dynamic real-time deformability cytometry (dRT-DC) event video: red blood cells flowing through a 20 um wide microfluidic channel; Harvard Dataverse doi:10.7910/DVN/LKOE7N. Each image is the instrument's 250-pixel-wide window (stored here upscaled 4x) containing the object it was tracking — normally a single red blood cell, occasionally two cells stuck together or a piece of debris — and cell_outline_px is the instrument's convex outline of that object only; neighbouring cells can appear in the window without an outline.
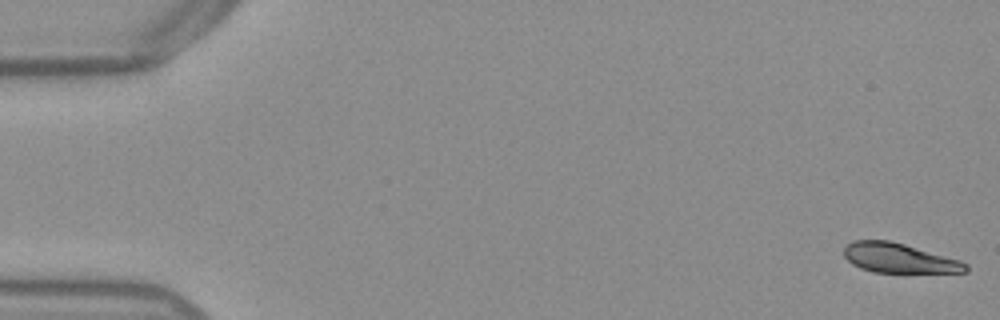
{"species": "Egyptian fruit bat (a non-hibernating species)", "species_latin": "Rousettus aegyptiacus", "temperature_condition": "warm", "stored_images_in_passage": 53, "camera_frame_rate_fps": 3000, "um_per_image_px": 0.085, "frame": {"image": 1, "passage_image": 1, "time_ms": 0.0, "image_size_px": [1000, 320], "cell_outline_px": [[968, 272], [872, 272], [860, 268], [852, 264], [844, 256], [844, 248], [852, 240], [888, 240], [904, 244], [960, 260], [968, 264]], "centroid_in_image_um": [76.4, 21.94], "position_along_channel_um": 8.6, "area_um2": 20.87}}
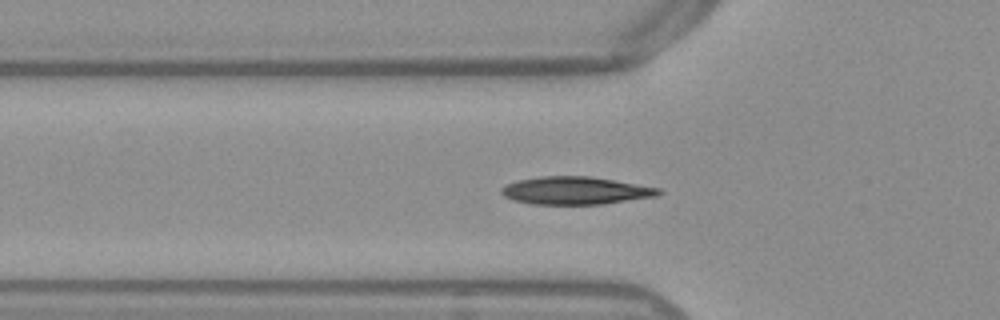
{"frame": {"image": 2, "passage_image": 18, "time_ms": 5.667, "image_size_px": [1000, 320], "cell_outline_px": [[664, 192], [656, 196], [604, 204], [532, 204], [512, 200], [504, 196], [500, 192], [500, 188], [508, 184], [520, 180], [540, 176], [588, 176], [660, 188]], "centroid_in_image_um": [48.91, 16.2], "position_along_channel_um": 76.9, "area_um2": 25.26}}
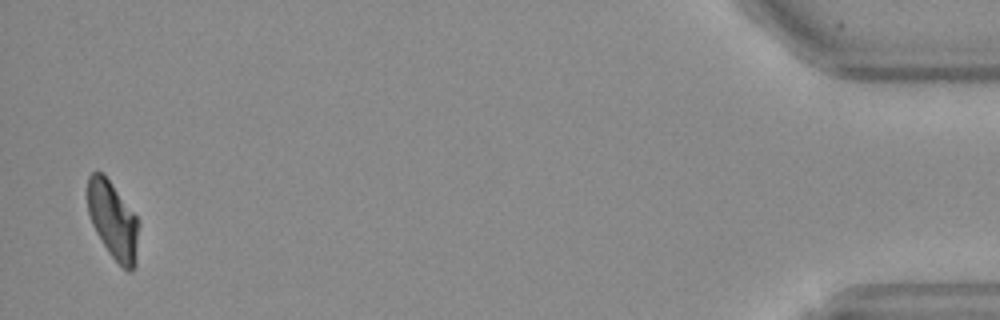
{"frame": {"image": 3, "passage_image": 52, "time_ms": 17.0, "image_size_px": [1000, 320], "cell_outline_px": [[140, 224], [136, 264], [132, 272], [128, 272], [108, 252], [96, 232], [92, 224], [88, 212], [88, 176], [92, 172], [104, 172], [136, 216]], "centroid_in_image_um": [9.63, 18.73], "position_along_channel_um": 425.6, "area_um2": 23.24}, "authors_computed_cell_mechanics": {"area_um2": 24.1604, "velocity_mm_per_s": 3.8375, "shape_relaxation_time_tau1_ms": 5.5062, "shape_relaxation_time_tau2_ms": 2.6525, "deformation_change_tau1": 0.191, "deformation_change_tau2": 0.0473}}